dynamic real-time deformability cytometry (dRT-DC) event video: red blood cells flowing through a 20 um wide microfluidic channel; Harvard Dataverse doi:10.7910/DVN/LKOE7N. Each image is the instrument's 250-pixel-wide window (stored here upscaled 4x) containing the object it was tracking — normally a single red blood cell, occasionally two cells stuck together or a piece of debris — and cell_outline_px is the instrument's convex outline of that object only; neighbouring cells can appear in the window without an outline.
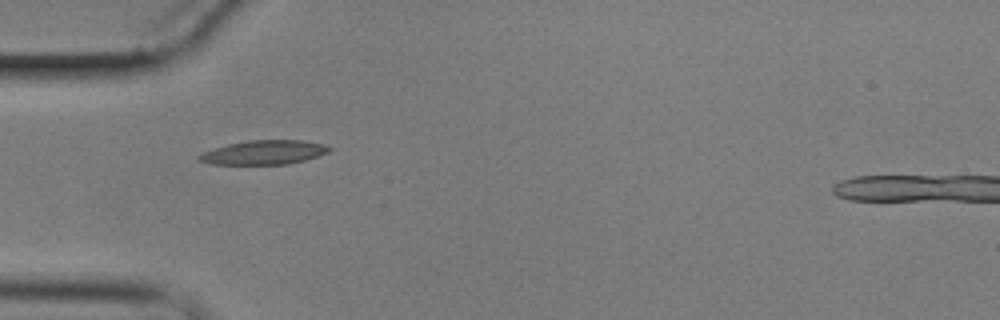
{"species": "common noctule bat (a hibernating species)", "species_latin": "Nyctalus noctula", "temperature_condition": "cold", "stored_images_in_passage": 2, "camera_frame_rate_fps": 3000, "um_per_image_px": 0.085, "animal": {"sex": "male", "body_mass_g": 17.9}, "frame": {"image": 1, "passage_image": 1, "time_ms": 0.0, "image_size_px": [1000, 320], "cell_outline_px": [[332, 148], [328, 152], [304, 160], [288, 164], [212, 164], [196, 160], [196, 156], [204, 152], [228, 144], [248, 140], [300, 140], [324, 144]], "centroid_in_image_um": [22.41, 12.95], "position_along_channel_um": 62.6, "area_um2": 18.15}}
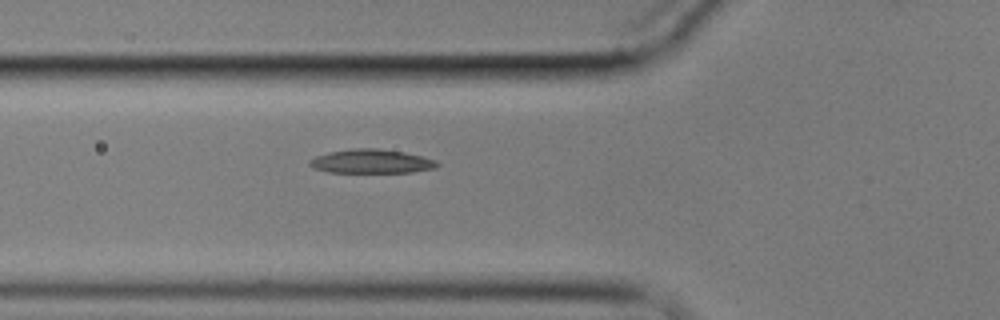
{"frame": {"image": 2, "passage_image": 2, "time_ms": 1.0, "image_size_px": [1000, 320], "cell_outline_px": [[440, 164], [436, 168], [412, 172], [328, 172], [312, 168], [308, 164], [308, 160], [316, 156], [328, 152], [356, 148], [380, 148], [404, 152], [436, 160]], "centroid_in_image_um": [31.55, 13.71], "position_along_channel_um": 94.3, "area_um2": 17.86}}